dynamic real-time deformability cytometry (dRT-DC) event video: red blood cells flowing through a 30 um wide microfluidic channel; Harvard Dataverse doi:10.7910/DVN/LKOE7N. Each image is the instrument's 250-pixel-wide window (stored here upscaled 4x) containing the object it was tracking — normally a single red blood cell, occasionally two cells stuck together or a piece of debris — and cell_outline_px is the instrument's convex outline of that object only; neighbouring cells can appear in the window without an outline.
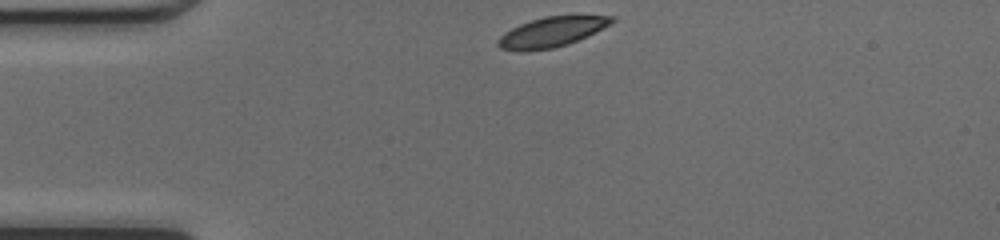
{"species": "common noctule bat (a hibernating species)", "species_latin": "Nyctalus noctula", "temperature_condition": "cold", "stored_images_in_passage": 39, "camera_frame_rate_fps": 3000, "um_per_image_px": 0.085, "animal": {"sex": "female", "body_mass_g": 17.0, "forearm_length_mm": 48.0}, "frame": {"image": 1, "passage_image": 1, "time_ms": 0.0, "image_size_px": [1000, 240], "cell_outline_px": [[616, 20], [612, 24], [588, 36], [568, 44], [552, 48], [520, 52], [500, 48], [496, 44], [496, 40], [504, 32], [520, 24], [544, 16], [616, 16]], "centroid_in_image_um": [46.89, 2.73], "position_along_channel_um": 38.1, "area_um2": 19.94}}
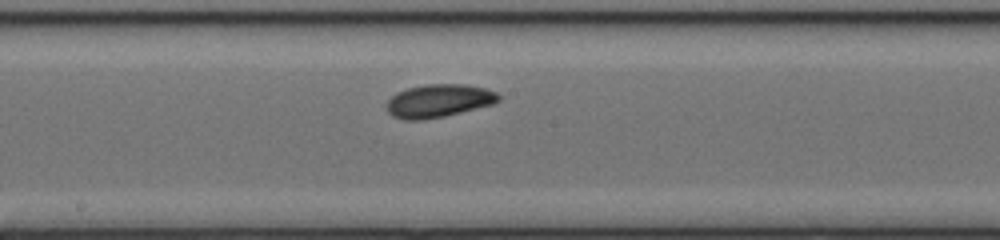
{"frame": {"image": 2, "passage_image": 16, "time_ms": 5.0, "image_size_px": [1000, 240], "cell_outline_px": [[500, 100], [492, 104], [444, 116], [424, 120], [404, 120], [392, 116], [388, 112], [384, 104], [396, 92], [408, 88], [428, 84], [468, 84], [484, 88], [496, 92], [500, 96]], "centroid_in_image_um": [37.25, 8.57], "position_along_channel_um": 211.0, "area_um2": 21.62}}
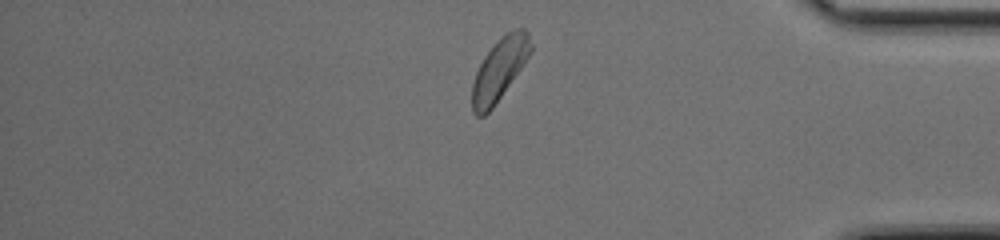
{"frame": {"image": 3, "passage_image": 31, "time_ms": 10.0, "image_size_px": [1000, 240], "cell_outline_px": [[532, 52], [492, 108], [484, 116], [476, 116], [472, 112], [472, 84], [476, 72], [484, 56], [508, 32], [516, 28], [524, 28], [528, 32], [532, 44]], "centroid_in_image_um": [42.46, 5.92], "position_along_channel_um": 392.7, "area_um2": 20.69}, "authors_computed_cell_mechanics": {"area_um2": 21.2704, "velocity_mm_per_s": 4.183, "shape_relaxation_time_tau1_ms": 2.49, "shape_relaxation_time_tau2_ms": 8.3501, "deformation_change_tau1": 0.0899, "deformation_change_tau2": 0.1503}}